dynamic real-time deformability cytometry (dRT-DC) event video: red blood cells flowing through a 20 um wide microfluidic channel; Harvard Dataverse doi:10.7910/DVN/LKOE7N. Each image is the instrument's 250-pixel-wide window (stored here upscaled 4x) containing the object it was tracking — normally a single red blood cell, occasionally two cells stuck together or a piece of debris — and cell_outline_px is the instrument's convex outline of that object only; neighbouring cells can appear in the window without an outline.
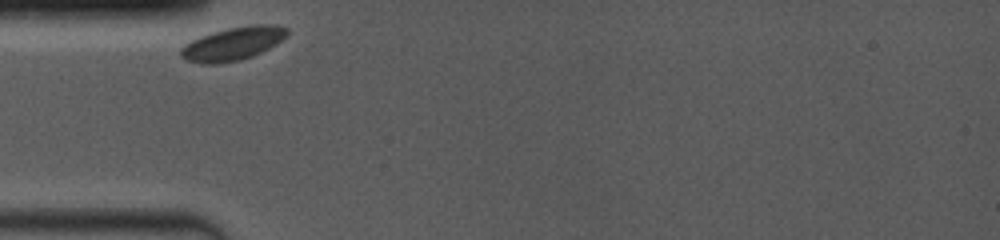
{"species": "common noctule bat (a hibernating species)", "species_latin": "Nyctalus noctula", "temperature_condition": "room temperature", "stored_images_in_passage": 24, "camera_frame_rate_fps": 4000, "um_per_image_px": 0.085, "animal": {"sex": "female", "body_mass_g": 19.0, "forearm_length_mm": 53.3}, "frame": {"image": 1, "passage_image": 1, "time_ms": 0.0, "image_size_px": [1000, 240], "cell_outline_px": [[288, 32], [276, 44], [252, 56], [240, 60], [216, 64], [200, 64], [188, 60], [180, 56], [180, 48], [184, 44], [200, 36], [228, 28], [252, 24], [276, 24], [288, 28]], "centroid_in_image_um": [19.77, 3.71], "position_along_channel_um": 65.2, "area_um2": 20.52}}
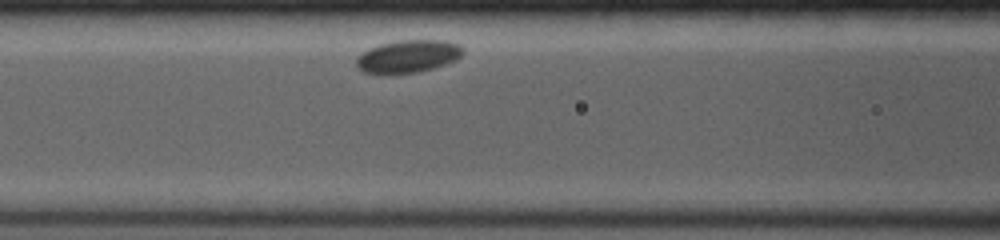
{"frame": {"image": 2, "passage_image": 14, "time_ms": 2.0, "image_size_px": [1000, 240], "cell_outline_px": [[464, 52], [456, 60], [432, 68], [416, 72], [392, 76], [384, 76], [364, 72], [356, 64], [356, 60], [368, 48], [380, 44], [396, 40], [448, 40], [464, 48]], "centroid_in_image_um": [34.67, 4.81], "position_along_channel_um": 131.9, "area_um2": 20.63}}
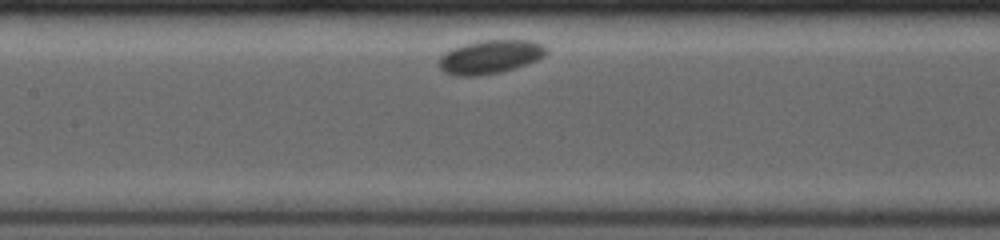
{"frame": {"image": 3, "passage_image": 20, "time_ms": 3.0, "image_size_px": [1000, 240], "cell_outline_px": [[548, 52], [544, 56], [536, 60], [516, 68], [504, 72], [480, 76], [456, 76], [444, 72], [440, 68], [440, 56], [444, 52], [452, 48], [464, 44], [480, 40], [532, 40], [544, 44], [548, 48]], "centroid_in_image_um": [41.69, 4.83], "position_along_channel_um": 165.7, "area_um2": 21.39}}